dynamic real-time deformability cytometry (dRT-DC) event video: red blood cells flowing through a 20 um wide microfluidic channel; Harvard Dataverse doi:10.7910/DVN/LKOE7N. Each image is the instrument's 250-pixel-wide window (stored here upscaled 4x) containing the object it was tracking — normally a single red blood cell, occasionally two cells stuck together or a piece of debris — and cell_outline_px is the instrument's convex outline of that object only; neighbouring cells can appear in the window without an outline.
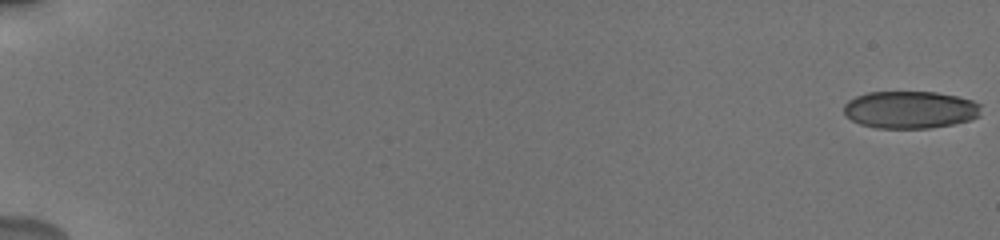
{"species": "human", "species_latin": "Homo sapiens", "temperature_condition": "cold", "stored_images_in_passage": 82, "camera_frame_rate_fps": 3000, "um_per_image_px": 0.085, "donor": {"sex": "male"}, "frame": {"image": 1, "passage_image": 1, "time_ms": 0.0, "image_size_px": [1000, 240], "cell_outline_px": [[980, 116], [968, 120], [952, 124], [928, 128], [876, 128], [860, 124], [852, 120], [844, 112], [844, 104], [848, 100], [856, 96], [868, 92], [936, 92], [956, 96], [972, 100], [980, 104]], "centroid_in_image_um": [77.35, 9.32], "position_along_channel_um": 7.6, "area_um2": 29.82}}
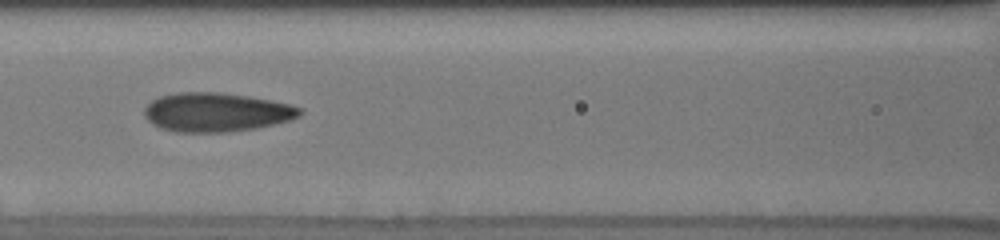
{"frame": {"image": 2, "passage_image": 42, "time_ms": 9.0, "image_size_px": [1000, 240], "cell_outline_px": [[304, 112], [300, 116], [292, 120], [256, 128], [224, 132], [180, 132], [160, 128], [152, 124], [144, 116], [144, 108], [152, 100], [160, 96], [176, 92], [220, 92], [248, 96], [288, 104], [304, 108]], "centroid_in_image_um": [18.4, 9.53], "position_along_channel_um": 148.2, "area_um2": 35.43}}
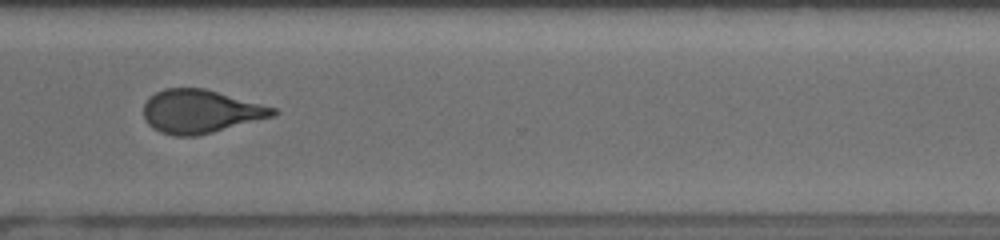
{"frame": {"image": 3, "passage_image": 71, "time_ms": 14.333, "image_size_px": [1000, 240], "cell_outline_px": [[280, 112], [276, 116], [196, 136], [172, 136], [160, 132], [152, 128], [148, 124], [144, 116], [144, 104], [156, 92], [164, 88], [204, 88], [276, 108]], "centroid_in_image_um": [17.06, 9.48], "position_along_channel_um": 353.5, "area_um2": 32.66}, "authors_computed_cell_mechanics": {"area_um2": 33.1194, "velocity_mm_per_s": 3.8546, "shape_relaxation_time_tau1_ms": 8.0919, "shape_relaxation_time_tau2_ms": 1.4315, "deformation_change_tau1": 0.2107, "deformation_change_tau2": 0.096}}